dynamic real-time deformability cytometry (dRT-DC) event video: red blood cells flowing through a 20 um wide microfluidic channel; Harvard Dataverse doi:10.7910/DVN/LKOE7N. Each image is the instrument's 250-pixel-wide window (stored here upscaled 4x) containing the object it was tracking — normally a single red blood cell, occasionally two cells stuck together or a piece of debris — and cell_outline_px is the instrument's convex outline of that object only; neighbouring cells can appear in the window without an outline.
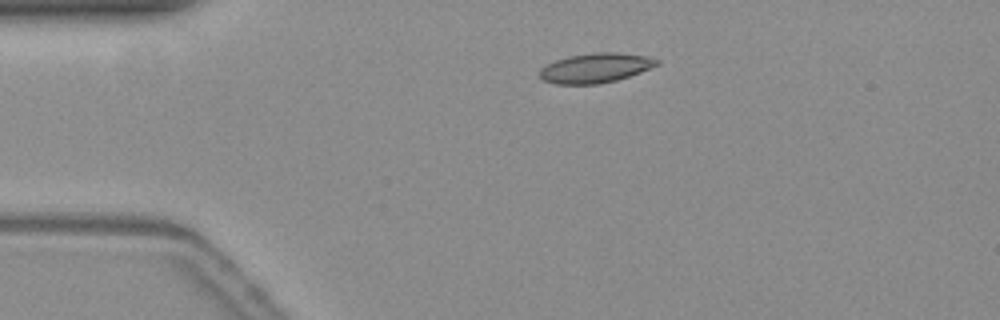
{"species": "common noctule bat (a hibernating species)", "species_latin": "Nyctalus noctula", "temperature_condition": "warm", "stored_images_in_passage": 44, "camera_frame_rate_fps": 3000, "um_per_image_px": 0.085, "animal": {"sex": "female", "body_mass_g": 19.3, "forearm_length_mm": 54.1}, "frame": {"image": 1, "passage_image": 1, "time_ms": 0.0, "image_size_px": [1000, 320], "cell_outline_px": [[660, 64], [640, 72], [616, 80], [600, 84], [556, 84], [544, 80], [540, 76], [540, 68], [556, 60], [568, 56], [596, 52], [616, 52], [644, 56], [660, 60]], "centroid_in_image_um": [50.62, 5.77], "position_along_channel_um": 34.4, "area_um2": 20.06}}
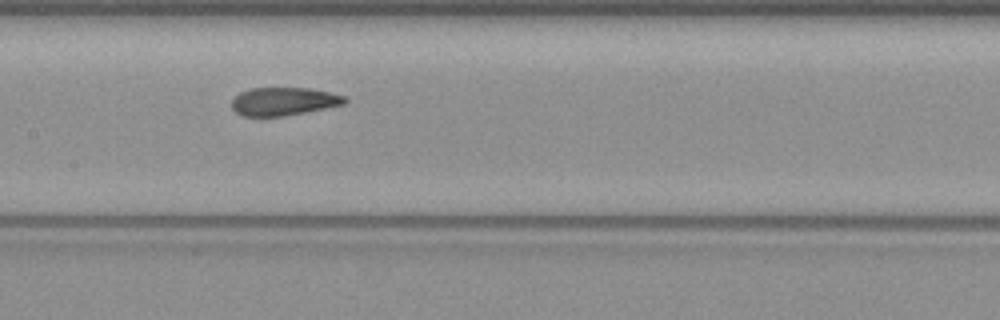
{"frame": {"image": 2, "passage_image": 16, "time_ms": 5.0, "image_size_px": [1000, 320], "cell_outline_px": [[348, 100], [344, 104], [284, 116], [244, 116], [236, 112], [232, 108], [232, 100], [240, 92], [248, 88], [308, 88], [328, 92], [344, 96]], "centroid_in_image_um": [24.08, 8.61], "position_along_channel_um": 183.3, "area_um2": 18.32}}
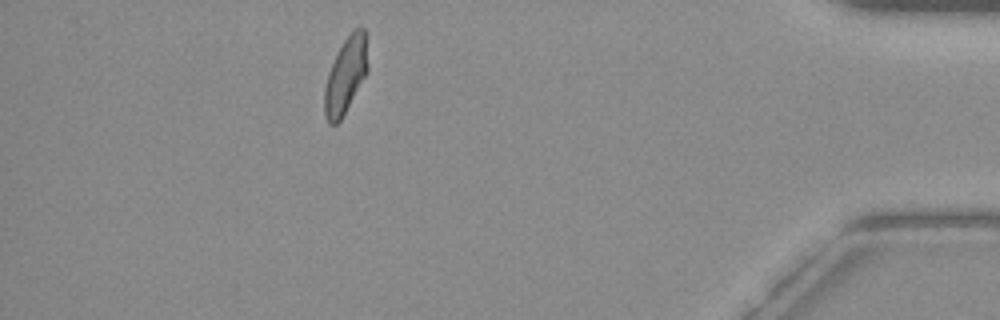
{"frame": {"image": 3, "passage_image": 38, "time_ms": 12.333, "image_size_px": [1000, 320], "cell_outline_px": [[368, 72], [340, 120], [336, 124], [328, 124], [324, 112], [324, 88], [328, 72], [336, 52], [344, 40], [360, 24], [364, 28], [368, 64]], "centroid_in_image_um": [29.37, 6.4], "position_along_channel_um": 405.8, "area_um2": 19.19}, "authors_computed_cell_mechanics": {"area_um2": 19.5075, "velocity_mm_per_s": 3.777, "shape_relaxation_time_tau1_ms": 10.8623, "shape_relaxation_time_tau2_ms": 1.3139, "deformation_change_tau1": 0.2411, "deformation_change_tau2": 0.0638}}